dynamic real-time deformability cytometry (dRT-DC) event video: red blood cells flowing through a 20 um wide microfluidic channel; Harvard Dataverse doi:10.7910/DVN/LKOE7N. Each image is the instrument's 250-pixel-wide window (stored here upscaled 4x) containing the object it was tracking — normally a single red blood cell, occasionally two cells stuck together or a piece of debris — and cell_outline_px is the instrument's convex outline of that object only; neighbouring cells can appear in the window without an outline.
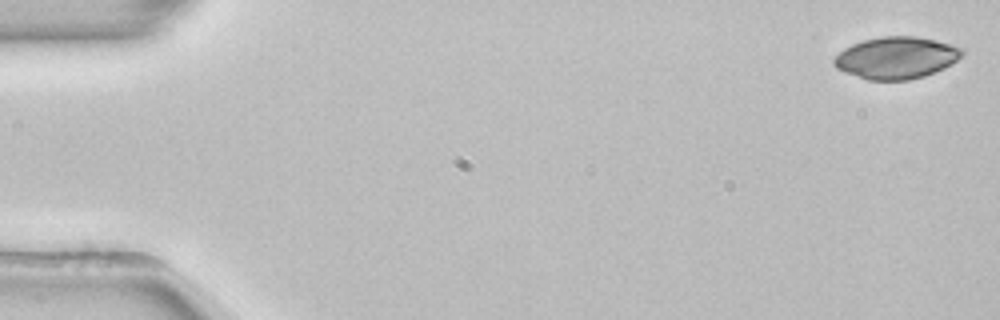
{"species": "common noctule bat (a hibernating species)", "species_latin": "Nyctalus noctula", "temperature_condition": "room temperature", "stored_images_in_passage": 53, "camera_frame_rate_fps": 3000, "um_per_image_px": 0.085, "animal": {"sex": "female", "body_mass_g": 22.7, "forearm_length_mm": 54.2}, "frame": {"image": 1, "passage_image": 1, "time_ms": 0.0, "image_size_px": [1000, 320], "cell_outline_px": [[964, 52], [952, 64], [944, 68], [924, 76], [908, 80], [868, 80], [836, 68], [832, 64], [832, 60], [844, 48], [852, 44], [864, 40], [880, 36], [916, 36], [936, 40], [964, 48]], "centroid_in_image_um": [76.19, 4.9], "position_along_channel_um": 8.8, "area_um2": 31.27}}